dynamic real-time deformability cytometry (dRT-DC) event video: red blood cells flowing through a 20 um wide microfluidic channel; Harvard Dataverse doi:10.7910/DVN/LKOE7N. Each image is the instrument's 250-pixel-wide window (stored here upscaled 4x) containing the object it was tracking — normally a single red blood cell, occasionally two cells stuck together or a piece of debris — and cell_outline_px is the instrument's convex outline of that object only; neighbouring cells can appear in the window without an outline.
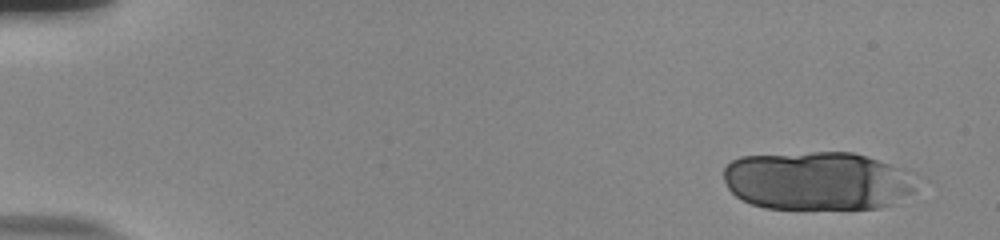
{"species": "human", "species_latin": "Homo sapiens", "temperature_condition": "room temperature", "stored_images_in_passage": 20, "camera_frame_rate_fps": 3000, "um_per_image_px": 0.085, "donor": {"sex": "male"}, "frame": {"image": 1, "passage_image": 3, "time_ms": 0.667, "image_size_px": [1000, 240], "cell_outline_px": [[920, 180], [912, 192], [892, 204], [880, 208], [764, 208], [752, 204], [736, 196], [728, 188], [724, 180], [724, 168], [732, 160], [740, 156], [812, 152], [852, 152], [904, 168], [920, 176]], "centroid_in_image_um": [69.53, 15.36], "position_along_channel_um": 15.5, "area_um2": 66.3}}